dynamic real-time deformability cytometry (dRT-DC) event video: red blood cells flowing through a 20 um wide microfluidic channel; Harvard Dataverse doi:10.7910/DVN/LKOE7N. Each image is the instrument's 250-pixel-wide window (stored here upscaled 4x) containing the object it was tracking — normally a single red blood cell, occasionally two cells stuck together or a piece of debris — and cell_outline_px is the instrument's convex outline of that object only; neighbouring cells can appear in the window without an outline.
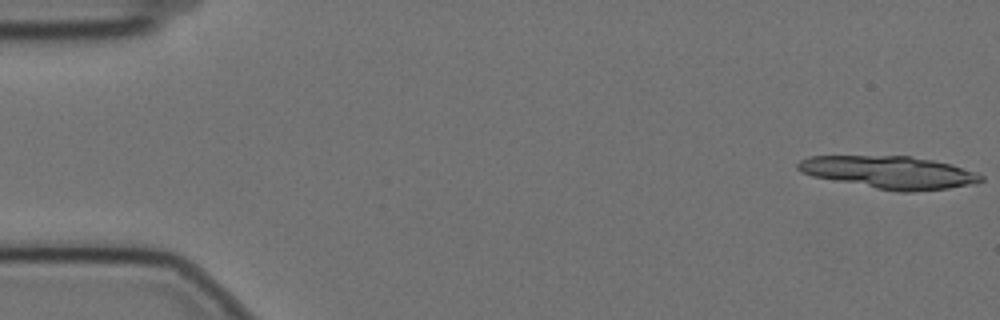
{"species": "Egyptian fruit bat (a non-hibernating species)", "species_latin": "Rousettus aegyptiacus", "temperature_condition": "cold", "stored_images_in_passage": 16, "camera_frame_rate_fps": 3000, "um_per_image_px": 0.085, "animal": {"sex": "female"}, "frame": {"image": 1, "passage_image": 1, "time_ms": 0.0, "image_size_px": [1000, 320], "cell_outline_px": [[984, 180], [976, 184], [948, 188], [912, 192], [900, 192], [876, 188], [812, 176], [800, 172], [796, 168], [796, 164], [800, 160], [808, 156], [912, 156], [952, 164], [976, 172], [984, 176]], "centroid_in_image_um": [75.62, 14.64], "position_along_channel_um": 9.4, "area_um2": 34.85}}